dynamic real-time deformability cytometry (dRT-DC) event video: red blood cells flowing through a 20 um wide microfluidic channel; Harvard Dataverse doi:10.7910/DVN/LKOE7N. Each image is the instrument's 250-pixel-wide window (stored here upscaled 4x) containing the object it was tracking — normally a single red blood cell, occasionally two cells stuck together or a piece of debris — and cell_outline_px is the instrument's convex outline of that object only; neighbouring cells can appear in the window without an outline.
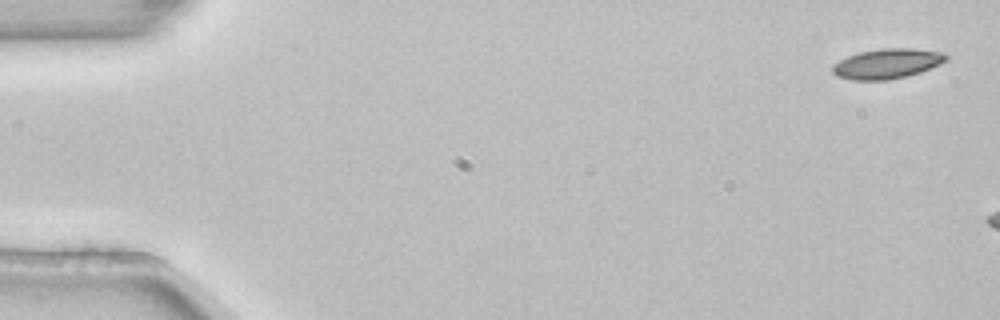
{"species": "common noctule bat (a hibernating species)", "species_latin": "Nyctalus noctula", "temperature_condition": "room temperature", "stored_images_in_passage": 3, "camera_frame_rate_fps": 3000, "um_per_image_px": 0.085, "animal": {"sex": "female", "body_mass_g": 22.7, "forearm_length_mm": 54.2}, "frame": {"image": 1, "passage_image": 1, "time_ms": 0.0, "image_size_px": [1000, 320], "cell_outline_px": [[948, 60], [940, 64], [920, 72], [888, 80], [852, 80], [836, 76], [832, 72], [832, 64], [848, 56], [860, 52], [880, 48], [912, 48], [940, 52], [948, 56]], "centroid_in_image_um": [75.38, 5.41], "position_along_channel_um": 9.6, "area_um2": 19.77}}